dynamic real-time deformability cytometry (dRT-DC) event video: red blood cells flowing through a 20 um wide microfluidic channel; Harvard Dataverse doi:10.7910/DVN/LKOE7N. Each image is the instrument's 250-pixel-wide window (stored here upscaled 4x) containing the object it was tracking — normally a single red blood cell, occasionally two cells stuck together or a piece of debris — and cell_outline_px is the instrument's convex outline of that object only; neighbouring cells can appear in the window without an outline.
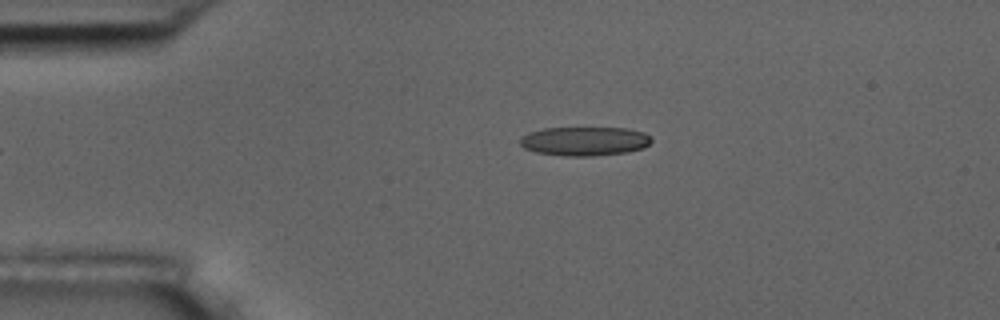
{"species": "common noctule bat (a hibernating species)", "species_latin": "Nyctalus noctula", "temperature_condition": "room temperature", "stored_images_in_passage": 3, "camera_frame_rate_fps": 3000, "um_per_image_px": 0.085, "animal": {"sex": "male", "body_mass_g": 17.5, "forearm_length_mm": 52.3}, "frame": {"image": 1, "passage_image": 3, "time_ms": 2.333, "image_size_px": [1000, 320], "cell_outline_px": [[652, 140], [644, 148], [628, 152], [592, 156], [564, 156], [536, 152], [524, 148], [520, 144], [520, 140], [528, 132], [544, 128], [628, 128], [644, 132], [652, 136]], "centroid_in_image_um": [49.72, 12.0], "position_along_channel_um": 35.3, "area_um2": 22.31}}